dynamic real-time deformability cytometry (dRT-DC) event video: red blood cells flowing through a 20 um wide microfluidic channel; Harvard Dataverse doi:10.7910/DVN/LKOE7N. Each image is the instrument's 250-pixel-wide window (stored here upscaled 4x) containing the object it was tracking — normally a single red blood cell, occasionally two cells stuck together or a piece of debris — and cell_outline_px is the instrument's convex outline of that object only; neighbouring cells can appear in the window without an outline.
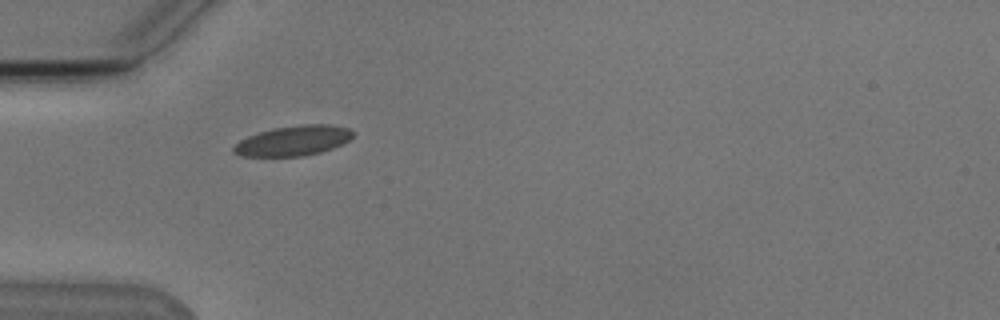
{"species": "Egyptian fruit bat (a non-hibernating species)", "species_latin": "Rousettus aegyptiacus", "temperature_condition": "cold", "stored_images_in_passage": 2, "camera_frame_rate_fps": 3000, "um_per_image_px": 0.085, "animal": {"sex": "male"}, "frame": {"image": 1, "passage_image": 1, "time_ms": 0.0, "image_size_px": [1000, 320], "cell_outline_px": [[356, 132], [348, 140], [332, 148], [320, 152], [304, 156], [244, 156], [232, 152], [232, 148], [240, 140], [248, 136], [260, 132], [276, 128], [300, 124], [332, 124], [348, 128]], "centroid_in_image_um": [24.95, 11.95], "position_along_channel_um": 60.1, "area_um2": 20.75}}